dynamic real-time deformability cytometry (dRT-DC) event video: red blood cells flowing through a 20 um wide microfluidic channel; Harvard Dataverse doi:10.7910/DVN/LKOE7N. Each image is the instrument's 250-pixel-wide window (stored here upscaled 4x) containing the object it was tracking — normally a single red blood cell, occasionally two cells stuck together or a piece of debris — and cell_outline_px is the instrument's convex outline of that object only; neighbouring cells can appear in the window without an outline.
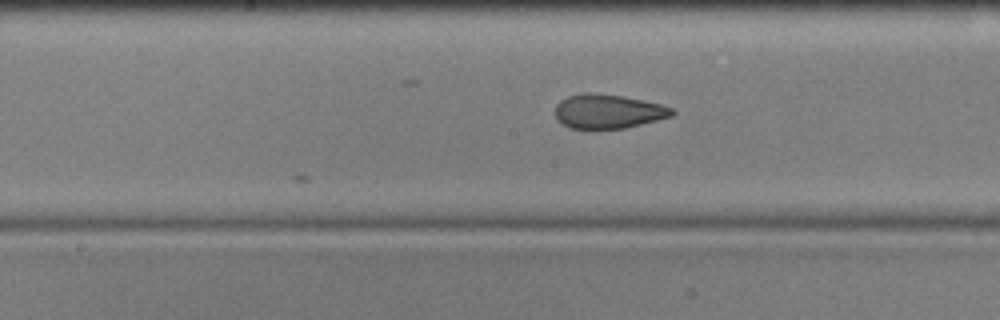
{"species": "common noctule bat (a hibernating species)", "species_latin": "Nyctalus noctula", "temperature_condition": "cold", "stored_images_in_passage": 13, "camera_frame_rate_fps": 3000, "um_per_image_px": 0.085, "animal": {"sex": "male", "body_mass_g": 17.9, "forearm_length_mm": 54.2}, "frame": {"image": 1, "passage_image": 13, "time_ms": 4.0, "image_size_px": [1000, 320], "cell_outline_px": [[676, 112], [672, 116], [624, 128], [588, 132], [572, 128], [556, 120], [556, 104], [560, 100], [568, 96], [584, 92], [592, 92], [620, 96], [644, 100], [660, 104], [672, 108]], "centroid_in_image_um": [51.64, 9.5], "position_along_channel_um": 196.6, "area_um2": 23.81}}